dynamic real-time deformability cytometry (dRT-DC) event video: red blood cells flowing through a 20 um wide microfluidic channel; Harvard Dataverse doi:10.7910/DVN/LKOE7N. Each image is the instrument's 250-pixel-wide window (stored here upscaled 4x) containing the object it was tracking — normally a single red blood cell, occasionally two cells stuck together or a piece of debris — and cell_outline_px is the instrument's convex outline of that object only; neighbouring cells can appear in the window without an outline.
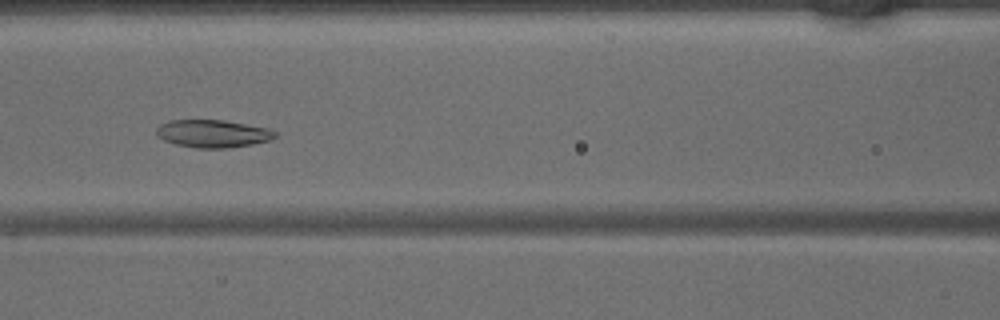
{"species": "common noctule bat (a hibernating species)", "species_latin": "Nyctalus noctula", "temperature_condition": "warm", "stored_images_in_passage": 45, "camera_frame_rate_fps": 3000, "um_per_image_px": 0.085, "animal": {"sex": "male", "body_mass_g": 15.6}, "frame": {"image": 1, "passage_image": 20, "time_ms": 6.333, "image_size_px": [1000, 320], "cell_outline_px": [[276, 136], [272, 140], [252, 144], [228, 148], [196, 148], [176, 144], [164, 140], [156, 136], [156, 128], [160, 124], [168, 120], [224, 120], [268, 128], [276, 132]], "centroid_in_image_um": [18.07, 11.35], "position_along_channel_um": 148.5, "area_um2": 19.25}}
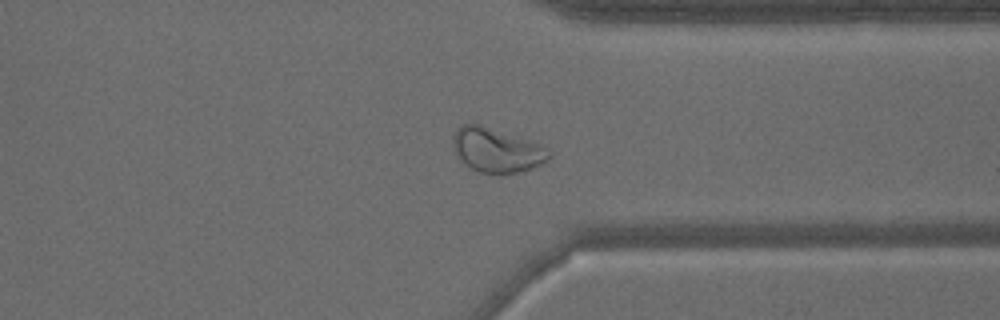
{"frame": {"image": 2, "passage_image": 35, "time_ms": 11.333, "image_size_px": [1000, 320], "cell_outline_px": [[552, 156], [548, 160], [540, 164], [516, 172], [480, 172], [472, 168], [452, 148], [452, 136], [456, 128], [460, 124], [480, 124], [536, 144], [544, 148]], "centroid_in_image_um": [42.14, 12.73], "position_along_channel_um": 369.3, "area_um2": 23.64}}
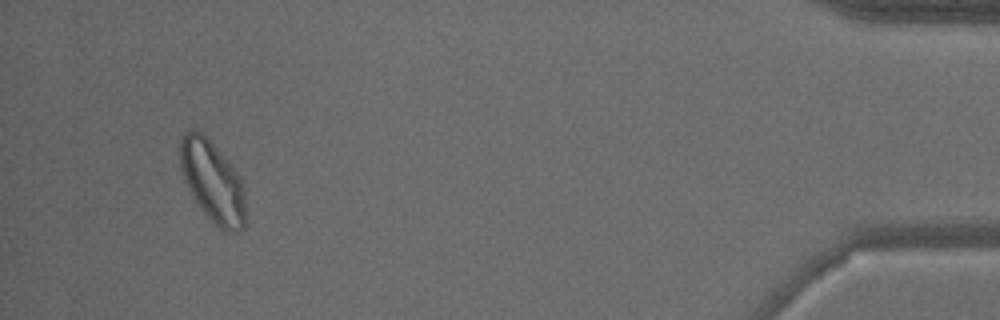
{"frame": {"image": 3, "passage_image": 43, "time_ms": 14.0, "image_size_px": [1000, 320], "cell_outline_px": [[244, 228], [240, 232], [220, 232], [204, 212], [196, 200], [184, 180], [180, 168], [180, 136], [188, 128], [192, 128], [200, 132], [216, 148], [236, 172], [240, 180], [244, 192]], "centroid_in_image_um": [18.04, 15.46], "position_along_channel_um": 417.2, "area_um2": 30.63}}